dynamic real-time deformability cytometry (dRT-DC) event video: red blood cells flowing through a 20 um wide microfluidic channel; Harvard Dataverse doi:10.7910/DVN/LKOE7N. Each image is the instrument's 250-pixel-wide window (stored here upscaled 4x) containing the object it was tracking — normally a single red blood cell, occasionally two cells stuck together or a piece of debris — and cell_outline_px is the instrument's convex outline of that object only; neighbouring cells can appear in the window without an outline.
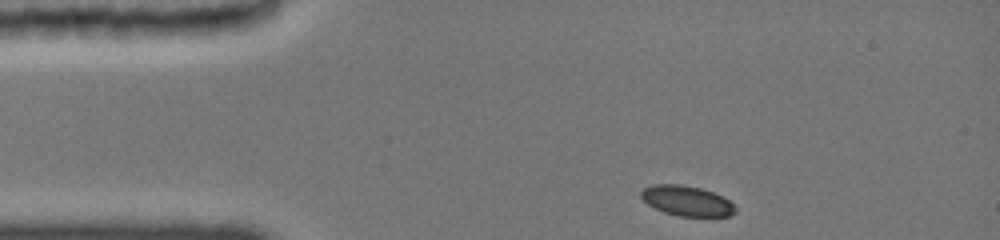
{"species": "common noctule bat (a hibernating species)", "species_latin": "Nyctalus noctula", "temperature_condition": "cold", "stored_images_in_passage": 23, "camera_frame_rate_fps": 3000, "um_per_image_px": 0.085, "animal": {"sex": "female", "body_mass_g": 19.0, "forearm_length_mm": 51.5}, "frame": {"image": 1, "passage_image": 1, "time_ms": 0.0, "image_size_px": [1000, 240], "cell_outline_px": [[736, 212], [728, 216], [680, 216], [664, 212], [648, 204], [640, 196], [640, 192], [644, 188], [652, 184], [680, 184], [700, 188], [724, 196], [736, 208]], "centroid_in_image_um": [58.37, 17.06], "position_along_channel_um": 26.6, "area_um2": 16.47}}
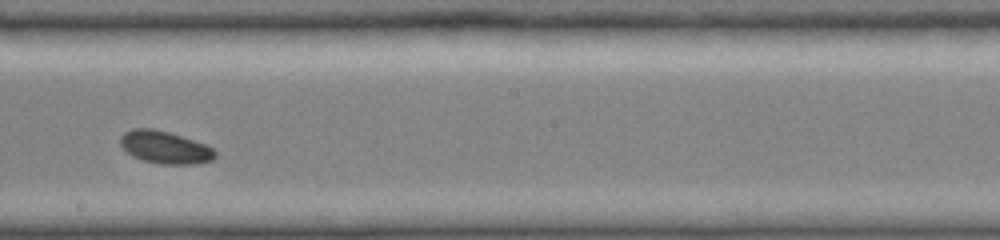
{"frame": {"image": 2, "passage_image": 13, "time_ms": 6.667, "image_size_px": [1000, 240], "cell_outline_px": [[216, 156], [212, 160], [196, 164], [160, 164], [140, 160], [132, 156], [120, 144], [120, 136], [136, 128], [148, 128], [168, 132], [204, 144], [212, 148], [216, 152]], "centroid_in_image_um": [14.02, 12.55], "position_along_channel_um": 234.2, "area_um2": 17.69}}
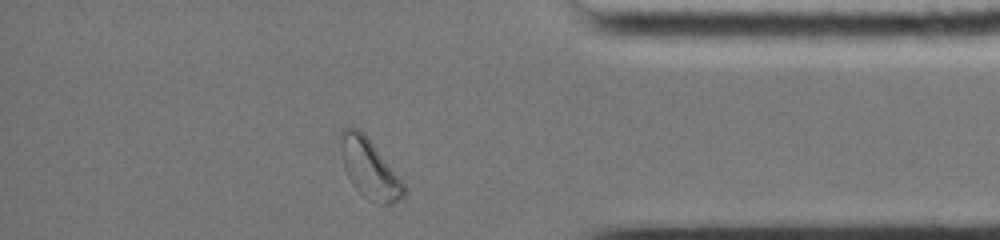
{"frame": {"image": 3, "passage_image": 23, "time_ms": 11.333, "image_size_px": [1000, 240], "cell_outline_px": [[408, 192], [400, 200], [392, 204], [380, 204], [368, 200], [352, 184], [344, 168], [336, 136], [340, 128], [356, 128], [364, 132], [408, 188]], "centroid_in_image_um": [31.37, 14.3], "position_along_channel_um": 403.8, "area_um2": 22.37}, "authors_computed_cell_mechanics": {"area_um2": 17.6868, "velocity_mm_per_s": 3.8514, "shape_relaxation_time_tau1_ms": 2.1639, "shape_relaxation_time_tau2_ms": null, "deformation_change_tau1": 0.0485, "deformation_change_tau2": null}}